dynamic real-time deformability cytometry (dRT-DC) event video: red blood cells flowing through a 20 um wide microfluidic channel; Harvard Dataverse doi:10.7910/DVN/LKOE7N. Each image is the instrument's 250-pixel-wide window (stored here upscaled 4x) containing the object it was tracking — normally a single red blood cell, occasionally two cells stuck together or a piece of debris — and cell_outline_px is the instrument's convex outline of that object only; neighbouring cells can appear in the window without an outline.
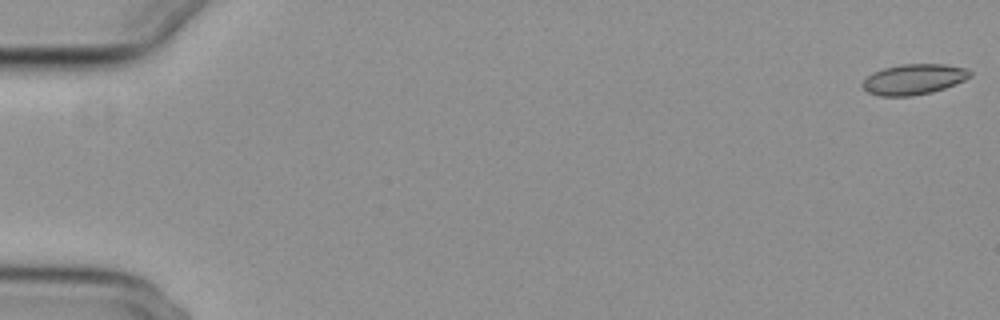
{"species": "common noctule bat (a hibernating species)", "species_latin": "Nyctalus noctula", "temperature_condition": "cold", "stored_images_in_passage": 4, "camera_frame_rate_fps": 3000, "um_per_image_px": 0.085, "animal": {"sex": "female", "body_mass_g": 29.2, "forearm_length_mm": 56.3}, "frame": {"image": 1, "passage_image": 1, "time_ms": 0.0, "image_size_px": [1000, 320], "cell_outline_px": [[972, 76], [964, 80], [944, 88], [932, 92], [912, 96], [880, 96], [868, 92], [860, 84], [872, 72], [884, 68], [900, 64], [944, 64], [964, 68], [972, 72]], "centroid_in_image_um": [77.65, 6.74], "position_along_channel_um": 7.3, "area_um2": 19.07}}